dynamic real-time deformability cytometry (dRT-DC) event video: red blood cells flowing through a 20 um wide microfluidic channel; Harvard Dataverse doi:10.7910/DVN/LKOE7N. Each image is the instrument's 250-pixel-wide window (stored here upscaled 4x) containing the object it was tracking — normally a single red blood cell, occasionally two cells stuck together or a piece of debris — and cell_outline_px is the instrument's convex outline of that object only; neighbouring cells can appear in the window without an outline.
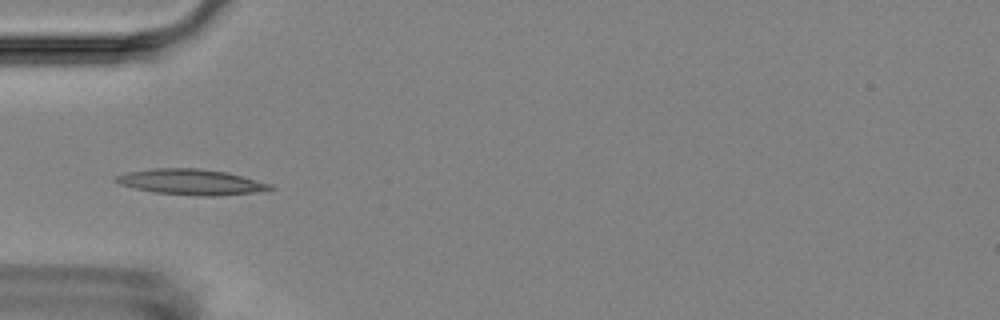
{"species": "Egyptian fruit bat (a non-hibernating species)", "species_latin": "Rousettus aegyptiacus", "temperature_condition": "room temperature", "stored_images_in_passage": 4, "camera_frame_rate_fps": 3000, "um_per_image_px": 0.085, "animal": {"sex": "female"}, "frame": {"image": 1, "passage_image": 3, "time_ms": 2.333, "image_size_px": [1000, 320], "cell_outline_px": [[276, 188], [252, 192], [220, 196], [192, 196], [152, 192], [132, 188], [120, 184], [112, 180], [116, 176], [128, 172], [152, 168], [200, 168], [228, 172], [272, 184]], "centroid_in_image_um": [16.22, 15.47], "position_along_channel_um": 68.8, "area_um2": 23.29}}
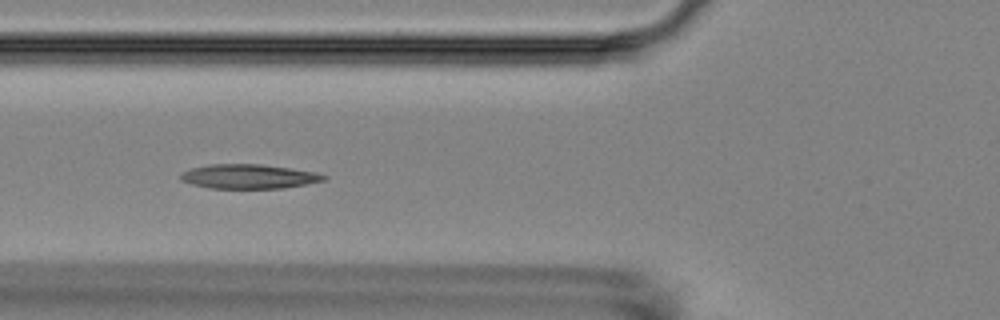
{"frame": {"image": 2, "passage_image": 4, "time_ms": 3.333, "image_size_px": [1000, 320], "cell_outline_px": [[328, 180], [284, 188], [208, 188], [192, 184], [180, 180], [180, 172], [192, 168], [208, 164], [260, 164], [292, 168], [316, 172], [328, 176]], "centroid_in_image_um": [21.16, 14.99], "position_along_channel_um": 104.6, "area_um2": 20.52}}